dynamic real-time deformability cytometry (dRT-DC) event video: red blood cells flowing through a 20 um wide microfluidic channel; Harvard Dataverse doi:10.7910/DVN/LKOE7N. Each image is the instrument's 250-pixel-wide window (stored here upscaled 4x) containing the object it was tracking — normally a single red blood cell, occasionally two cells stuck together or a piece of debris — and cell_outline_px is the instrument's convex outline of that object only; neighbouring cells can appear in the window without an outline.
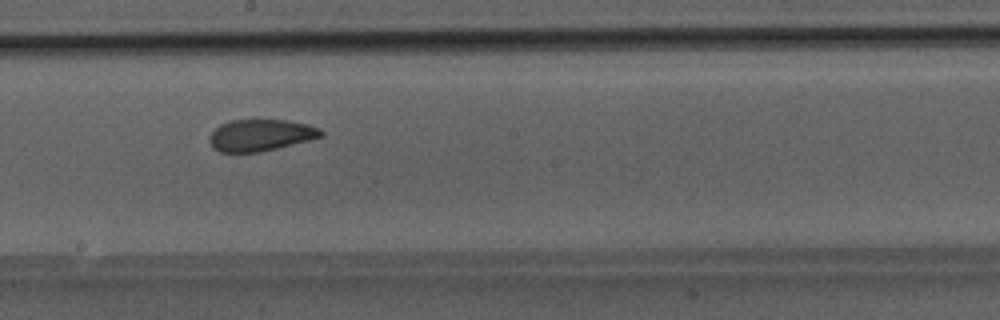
{"species": "Egyptian fruit bat (a non-hibernating species)", "species_latin": "Rousettus aegyptiacus", "temperature_condition": "room temperature", "stored_images_in_passage": 31, "camera_frame_rate_fps": 3000, "um_per_image_px": 0.085, "animal": {"sex": "male"}, "frame": {"image": 1, "passage_image": 14, "time_ms": 4.333, "image_size_px": [1000, 320], "cell_outline_px": [[324, 136], [260, 152], [220, 152], [212, 148], [208, 140], [208, 136], [220, 124], [232, 120], [288, 120], [308, 124], [320, 128], [324, 132]], "centroid_in_image_um": [22.14, 11.49], "position_along_channel_um": 226.1, "area_um2": 20.63}}
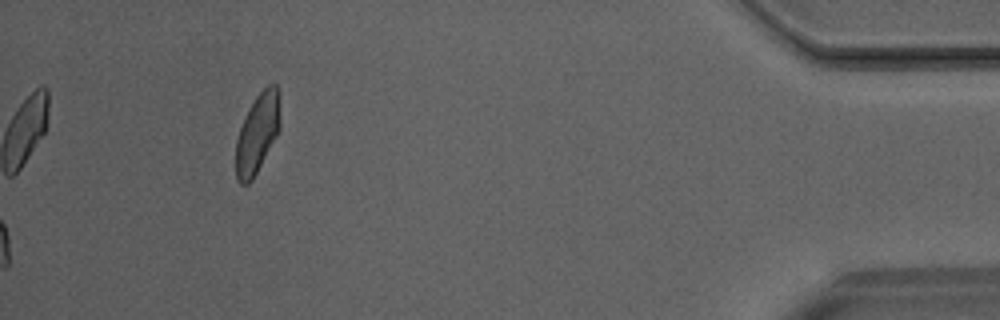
{"frame": {"image": 2, "passage_image": 31, "time_ms": 10.0, "image_size_px": [1000, 320], "cell_outline_px": [[280, 128], [276, 136], [252, 180], [248, 184], [240, 184], [236, 180], [236, 140], [240, 128], [256, 96], [268, 84], [276, 84], [280, 124]], "centroid_in_image_um": [21.86, 11.38], "position_along_channel_um": 413.3, "area_um2": 19.88}}